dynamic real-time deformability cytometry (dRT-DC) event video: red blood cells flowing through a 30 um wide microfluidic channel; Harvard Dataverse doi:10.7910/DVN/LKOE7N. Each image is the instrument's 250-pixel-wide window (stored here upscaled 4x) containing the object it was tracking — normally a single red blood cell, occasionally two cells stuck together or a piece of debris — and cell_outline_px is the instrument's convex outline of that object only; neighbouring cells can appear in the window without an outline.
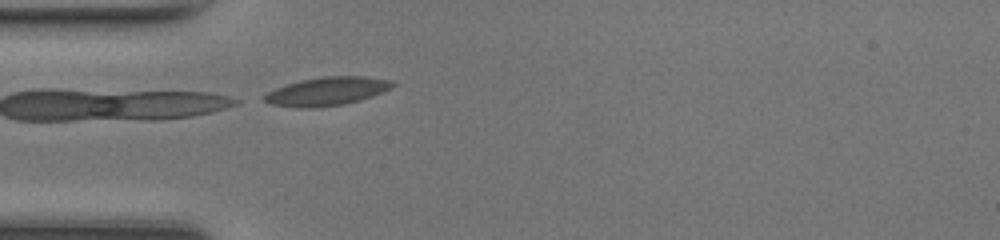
{"species": "common noctule bat (a hibernating species)", "species_latin": "Nyctalus noctula", "temperature_condition": "room temperature", "stored_images_in_passage": 3, "camera_frame_rate_fps": 3000, "um_per_image_px": 0.085, "animal": {"sex": "female", "body_mass_g": 17.0, "forearm_length_mm": 48.0}, "frame": {"image": 1, "passage_image": 3, "time_ms": 0.667, "image_size_px": [1000, 240], "cell_outline_px": [[396, 84], [392, 88], [372, 96], [360, 100], [344, 104], [320, 108], [300, 108], [268, 104], [264, 100], [264, 96], [268, 92], [276, 88], [300, 80], [324, 76], [364, 76], [392, 80]], "centroid_in_image_um": [27.81, 7.77], "position_along_channel_um": 57.2, "area_um2": 21.39}}